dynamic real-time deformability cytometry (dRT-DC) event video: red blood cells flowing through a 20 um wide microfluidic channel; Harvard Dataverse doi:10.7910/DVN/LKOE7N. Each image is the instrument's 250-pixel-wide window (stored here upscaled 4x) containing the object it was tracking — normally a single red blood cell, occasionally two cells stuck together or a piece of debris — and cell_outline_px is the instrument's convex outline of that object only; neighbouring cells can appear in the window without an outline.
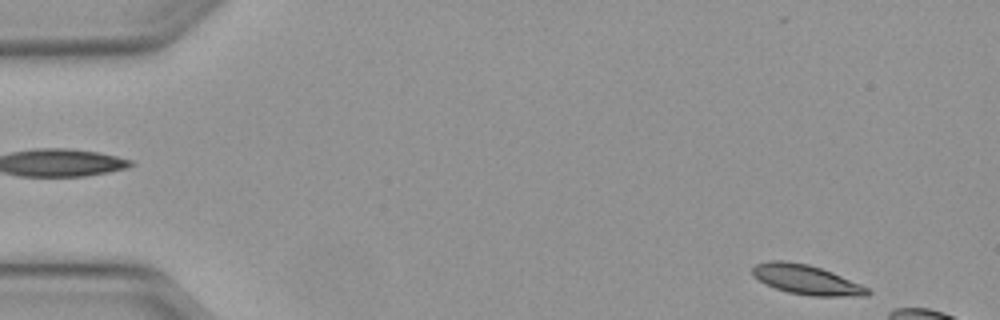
{"species": "Egyptian fruit bat (a non-hibernating species)", "species_latin": "Rousettus aegyptiacus", "temperature_condition": "warm", "stored_images_in_passage": 9, "camera_frame_rate_fps": 3000, "um_per_image_px": 0.085, "animal": {"sex": "female"}, "frame": {"image": 1, "passage_image": 2, "time_ms": 0.333, "image_size_px": [1000, 320], "cell_outline_px": [[872, 292], [868, 296], [812, 296], [788, 292], [776, 288], [760, 280], [752, 272], [752, 268], [756, 264], [768, 260], [784, 260], [808, 264], [832, 272], [860, 284], [868, 288]], "centroid_in_image_um": [68.57, 23.77], "position_along_channel_um": 16.4, "area_um2": 19.65}}